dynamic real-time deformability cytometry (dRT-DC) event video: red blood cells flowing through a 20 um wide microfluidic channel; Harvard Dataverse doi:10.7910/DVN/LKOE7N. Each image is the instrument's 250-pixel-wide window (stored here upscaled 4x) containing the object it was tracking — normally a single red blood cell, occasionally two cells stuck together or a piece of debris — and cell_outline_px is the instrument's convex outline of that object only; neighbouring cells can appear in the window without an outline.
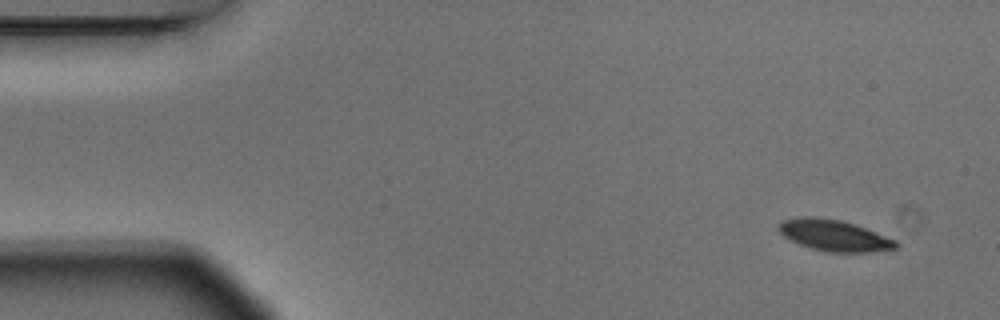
{"species": "Egyptian fruit bat (a non-hibernating species)", "species_latin": "Rousettus aegyptiacus", "temperature_condition": "warm", "stored_images_in_passage": 7, "camera_frame_rate_fps": 3000, "um_per_image_px": 0.085, "animal": {"sex": "male"}, "frame": {"image": 1, "passage_image": 1, "time_ms": 0.0, "image_size_px": [1000, 320], "cell_outline_px": [[900, 244], [892, 252], [828, 252], [812, 248], [788, 240], [776, 228], [776, 224], [784, 220], [800, 216], [816, 216], [840, 220], [856, 224], [896, 240]], "centroid_in_image_um": [70.94, 20.02], "position_along_channel_um": 14.1, "area_um2": 21.85}}
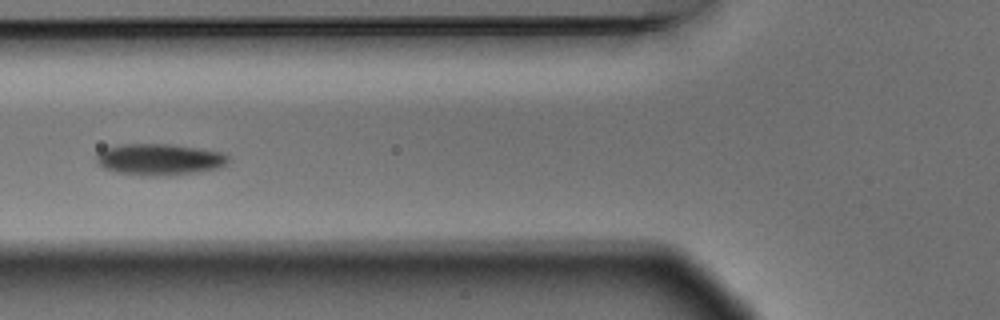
{"frame": {"image": 2, "passage_image": 5, "time_ms": 1.333, "image_size_px": [1000, 320], "cell_outline_px": [[228, 160], [220, 168], [176, 176], [140, 176], [116, 172], [104, 168], [96, 160], [96, 156], [104, 148], [120, 144], [172, 144], [224, 152], [228, 156]], "centroid_in_image_um": [13.57, 13.56], "position_along_channel_um": 112.2, "area_um2": 24.51}}
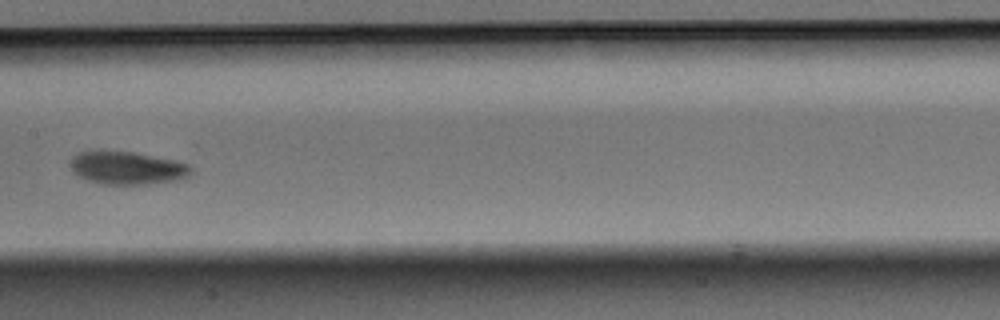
{"frame": {"image": 3, "passage_image": 7, "time_ms": 2.0, "image_size_px": [1000, 320], "cell_outline_px": [[192, 172], [188, 176], [180, 180], [148, 184], [104, 184], [88, 180], [80, 176], [72, 168], [72, 160], [80, 152], [96, 148], [100, 148], [136, 152], [176, 160], [192, 164]], "centroid_in_image_um": [10.88, 14.23], "position_along_channel_um": 196.5, "area_um2": 23.7}}